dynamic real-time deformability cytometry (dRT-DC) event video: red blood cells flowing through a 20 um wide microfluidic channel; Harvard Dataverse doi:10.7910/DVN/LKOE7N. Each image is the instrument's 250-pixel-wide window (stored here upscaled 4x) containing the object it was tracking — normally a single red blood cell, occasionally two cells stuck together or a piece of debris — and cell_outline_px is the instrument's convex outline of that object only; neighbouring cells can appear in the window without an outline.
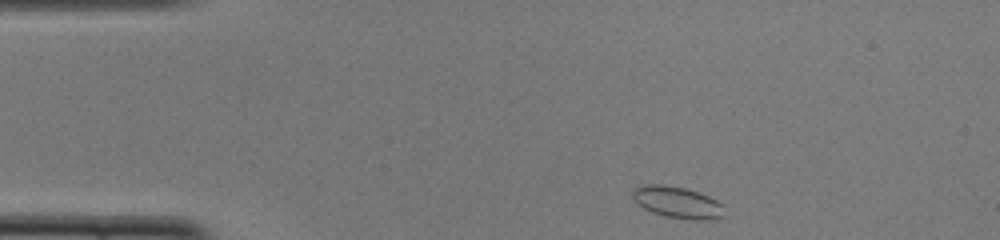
{"species": "common noctule bat (a hibernating species)", "species_latin": "Nyctalus noctula", "temperature_condition": "cold", "stored_images_in_passage": 44, "camera_frame_rate_fps": 3000, "um_per_image_px": 0.085, "animal": {"sex": "female", "body_mass_g": 22.0, "forearm_length_mm": 56.7}, "frame": {"image": 1, "passage_image": 1, "time_ms": 0.0, "image_size_px": [1000, 240], "cell_outline_px": [[724, 216], [708, 220], [692, 220], [664, 216], [652, 212], [644, 208], [632, 196], [632, 192], [636, 188], [644, 184], [664, 184], [684, 188], [708, 196], [716, 200], [720, 204]], "centroid_in_image_um": [57.56, 17.2], "position_along_channel_um": 27.4, "area_um2": 16.59}}
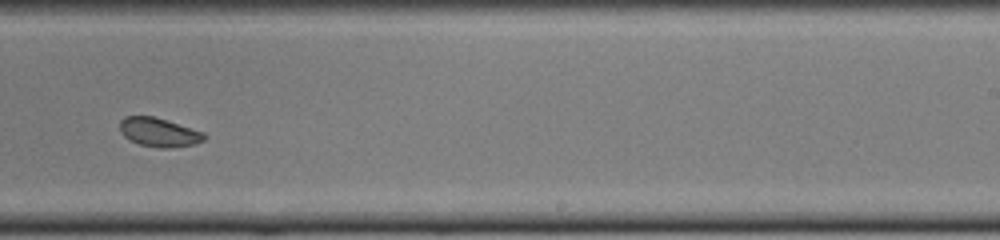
{"frame": {"image": 2, "passage_image": 25, "time_ms": 8.0, "image_size_px": [1000, 240], "cell_outline_px": [[208, 136], [204, 140], [196, 144], [172, 148], [156, 148], [140, 144], [128, 140], [120, 132], [120, 120], [124, 116], [152, 116], [204, 132]], "centroid_in_image_um": [13.51, 11.26], "position_along_channel_um": 275.5, "area_um2": 14.33}}
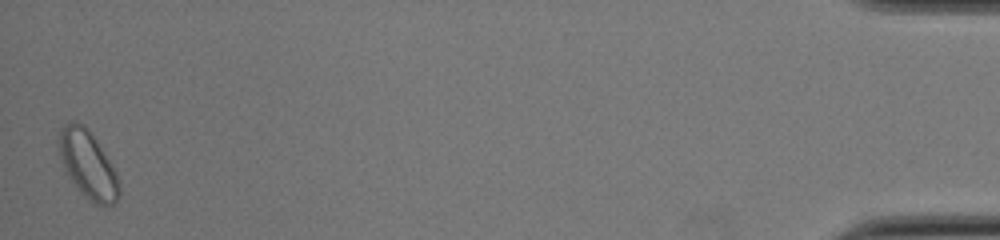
{"frame": {"image": 3, "passage_image": 44, "time_ms": 14.333, "image_size_px": [1000, 240], "cell_outline_px": [[120, 196], [116, 204], [96, 204], [84, 196], [80, 192], [64, 172], [56, 144], [60, 128], [68, 120], [72, 120], [84, 124], [96, 140], [116, 172], [120, 184]], "centroid_in_image_um": [7.42, 13.96], "position_along_channel_um": 427.8, "area_um2": 24.1}, "authors_computed_cell_mechanics": {"area_um2": 15.3459, "velocity_mm_per_s": 3.8263, "shape_relaxation_time_tau1_ms": 3.4661, "shape_relaxation_time_tau2_ms": 1.6858, "deformation_change_tau1": 0.0484, "deformation_change_tau2": 0.0462}}